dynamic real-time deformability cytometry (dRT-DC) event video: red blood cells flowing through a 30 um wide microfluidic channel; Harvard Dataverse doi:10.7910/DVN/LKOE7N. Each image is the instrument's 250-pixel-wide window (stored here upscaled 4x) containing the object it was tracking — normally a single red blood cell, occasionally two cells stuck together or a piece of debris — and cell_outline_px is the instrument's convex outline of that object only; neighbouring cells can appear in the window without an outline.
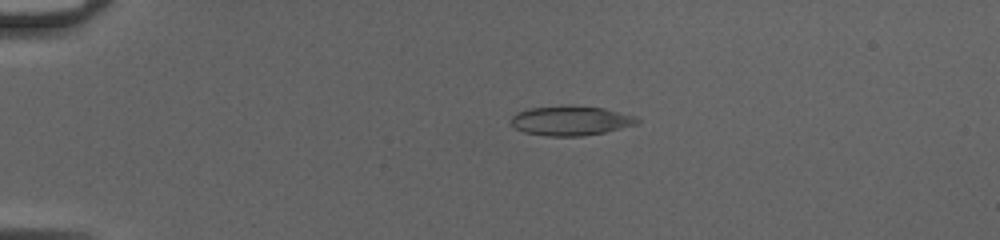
{"species": "common noctule bat (a hibernating species)", "species_latin": "Nyctalus noctula", "temperature_condition": "cold", "stored_images_in_passage": 50, "camera_frame_rate_fps": 3000, "um_per_image_px": 0.085, "animal": {"sex": "female", "body_mass_g": 20.0, "forearm_length_mm": 54.0}, "frame": {"image": 1, "passage_image": 12, "time_ms": 3.667, "image_size_px": [1000, 240], "cell_outline_px": [[640, 124], [604, 132], [584, 136], [544, 136], [524, 132], [508, 124], [508, 120], [516, 112], [528, 108], [568, 104], [572, 104], [604, 108], [636, 116], [640, 120]], "centroid_in_image_um": [48.48, 10.24], "position_along_channel_um": 36.5, "area_um2": 22.43}}
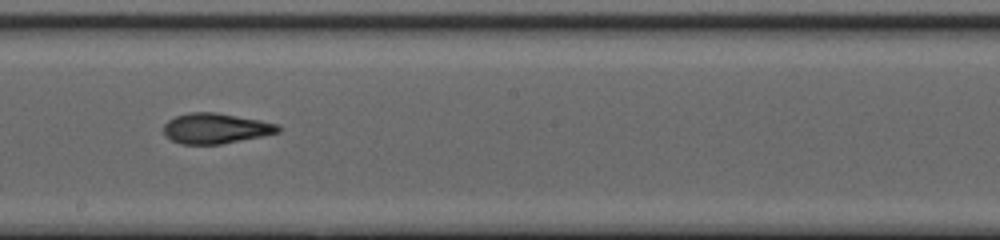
{"frame": {"image": 2, "passage_image": 30, "time_ms": 9.667, "image_size_px": [1000, 240], "cell_outline_px": [[280, 132], [264, 136], [220, 144], [180, 144], [164, 136], [164, 124], [168, 120], [176, 116], [192, 112], [216, 112], [260, 120], [276, 124], [280, 128]], "centroid_in_image_um": [18.32, 10.92], "position_along_channel_um": 229.9, "area_um2": 20.23}}
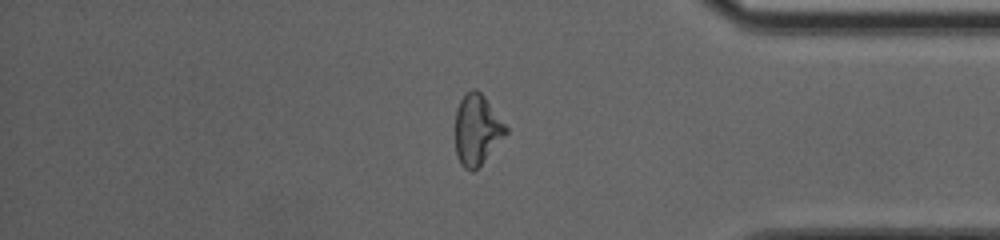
{"frame": {"image": 3, "passage_image": 43, "time_ms": 14.0, "image_size_px": [1000, 240], "cell_outline_px": [[508, 132], [480, 164], [472, 172], [464, 168], [460, 164], [456, 152], [456, 108], [460, 100], [472, 88], [476, 88], [484, 96], [508, 128]], "centroid_in_image_um": [40.53, 11.01], "position_along_channel_um": 394.7, "area_um2": 20.4}, "authors_computed_cell_mechanics": {"area_um2": 21.1548, "velocity_mm_per_s": 4.1938, "shape_relaxation_time_tau1_ms": null, "shape_relaxation_time_tau2_ms": 2.395, "deformation_change_tau1": null, "deformation_change_tau2": 0.1042}}